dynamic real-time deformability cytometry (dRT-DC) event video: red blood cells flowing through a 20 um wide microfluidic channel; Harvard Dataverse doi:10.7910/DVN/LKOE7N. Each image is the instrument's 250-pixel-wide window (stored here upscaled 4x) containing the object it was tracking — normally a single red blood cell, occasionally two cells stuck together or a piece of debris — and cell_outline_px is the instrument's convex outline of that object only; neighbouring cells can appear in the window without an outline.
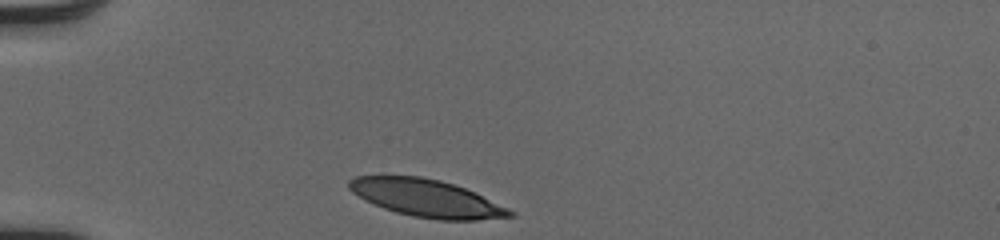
{"species": "human", "species_latin": "Homo sapiens", "temperature_condition": "cold", "stored_images_in_passage": 30, "camera_frame_rate_fps": 3000, "um_per_image_px": 0.085, "donor": {"sex": "male"}, "frame": {"image": 1, "passage_image": 1, "time_ms": 0.0, "image_size_px": [1000, 240], "cell_outline_px": [[516, 216], [476, 220], [436, 220], [412, 216], [396, 212], [384, 208], [364, 200], [352, 192], [348, 188], [348, 180], [356, 176], [420, 176], [440, 180], [464, 188], [508, 208], [516, 212]], "centroid_in_image_um": [36.24, 16.85], "position_along_channel_um": 48.8, "area_um2": 34.91}}
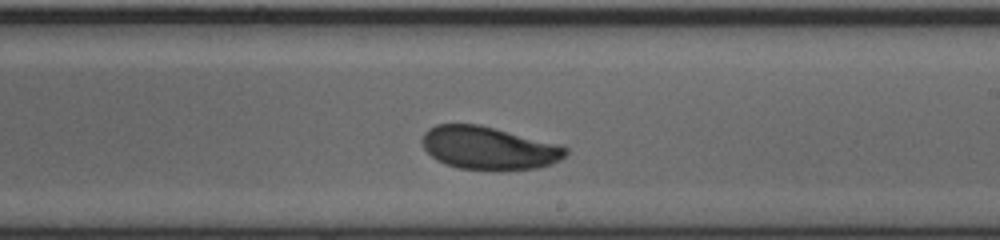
{"frame": {"image": 2, "passage_image": 18, "time_ms": 5.667, "image_size_px": [1000, 240], "cell_outline_px": [[568, 152], [560, 160], [552, 164], [536, 168], [500, 172], [460, 168], [444, 164], [436, 160], [424, 148], [420, 140], [424, 132], [428, 128], [436, 124], [480, 124], [560, 144], [568, 148]], "centroid_in_image_um": [41.55, 12.6], "position_along_channel_um": 247.5, "area_um2": 36.7}}
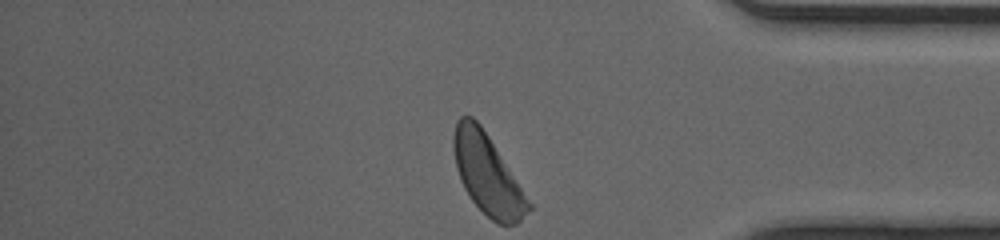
{"frame": {"image": 3, "passage_image": 30, "time_ms": 9.667, "image_size_px": [1000, 240], "cell_outline_px": [[532, 208], [516, 224], [496, 224], [472, 200], [464, 188], [460, 180], [456, 168], [452, 144], [452, 136], [456, 120], [460, 116], [472, 116], [480, 124], [488, 136], [532, 204]], "centroid_in_image_um": [41.4, 14.8], "position_along_channel_um": 393.8, "area_um2": 34.51}, "authors_computed_cell_mechanics": {"area_um2": 36.1828, "velocity_mm_per_s": 4.0513, "shape_relaxation_time_tau1_ms": 3.6986, "shape_relaxation_time_tau2_ms": 2.1939, "deformation_change_tau1": 0.1605, "deformation_change_tau2": 0.0699}}